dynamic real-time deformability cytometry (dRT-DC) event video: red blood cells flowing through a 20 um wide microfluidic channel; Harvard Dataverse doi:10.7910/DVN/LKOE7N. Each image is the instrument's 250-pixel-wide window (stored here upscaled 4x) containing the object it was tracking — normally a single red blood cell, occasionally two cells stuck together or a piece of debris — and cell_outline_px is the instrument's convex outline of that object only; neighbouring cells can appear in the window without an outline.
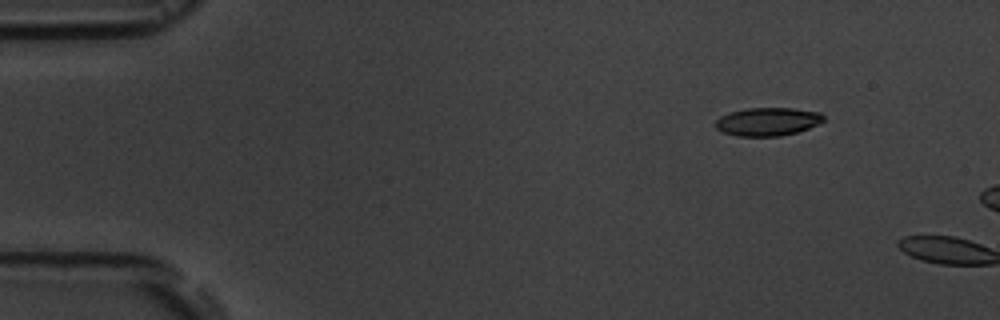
{"species": "common noctule bat (a hibernating species)", "species_latin": "Nyctalus noctula", "temperature_condition": "room temperature", "stored_images_in_passage": 3, "camera_frame_rate_fps": 3000, "um_per_image_px": 0.085, "animal": {"sex": "male", "body_mass_g": 19.5, "forearm_length_mm": 54.6}, "frame": {"image": 1, "passage_image": 2, "time_ms": 1.0, "image_size_px": [1000, 320], "cell_outline_px": [[824, 120], [808, 128], [796, 132], [780, 136], [736, 136], [724, 132], [716, 128], [716, 120], [720, 116], [732, 112], [748, 108], [792, 108], [820, 112], [824, 116]], "centroid_in_image_um": [65.25, 10.34], "position_along_channel_um": 19.8, "area_um2": 17.57}}